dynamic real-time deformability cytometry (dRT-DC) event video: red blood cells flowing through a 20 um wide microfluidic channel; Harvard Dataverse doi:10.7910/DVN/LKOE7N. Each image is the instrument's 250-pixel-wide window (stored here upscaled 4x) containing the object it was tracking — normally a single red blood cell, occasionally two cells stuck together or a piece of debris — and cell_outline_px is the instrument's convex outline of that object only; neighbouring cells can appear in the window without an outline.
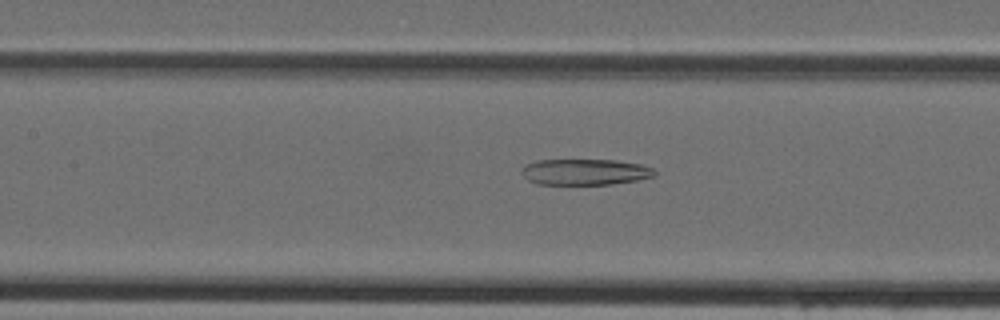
{"species": "Egyptian fruit bat (a non-hibernating species)", "species_latin": "Rousettus aegyptiacus", "temperature_condition": "cold", "stored_images_in_passage": 31, "camera_frame_rate_fps": 3000, "um_per_image_px": 0.085, "animal": {"sex": "female"}, "frame": {"image": 1, "passage_image": 10, "time_ms": 3.0, "image_size_px": [1000, 320], "cell_outline_px": [[656, 176], [636, 180], [612, 184], [536, 184], [528, 180], [520, 172], [528, 164], [536, 160], [616, 160], [640, 164], [652, 168], [656, 172]], "centroid_in_image_um": [49.74, 14.62], "position_along_channel_um": 157.7, "area_um2": 20.06}}
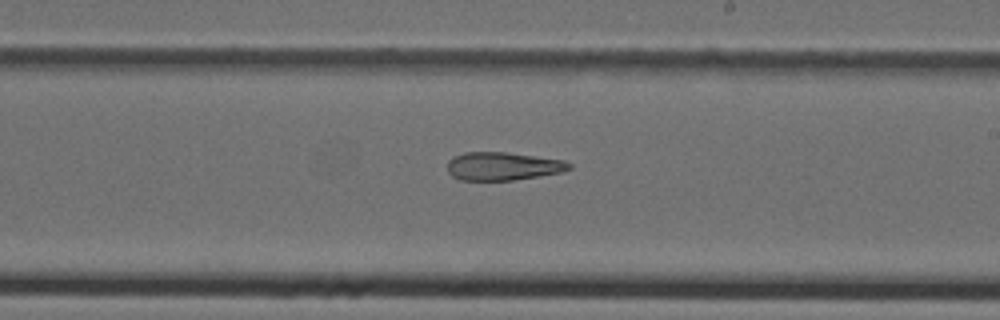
{"frame": {"image": 2, "passage_image": 16, "time_ms": 5.0, "image_size_px": [1000, 320], "cell_outline_px": [[572, 168], [564, 172], [540, 176], [512, 180], [460, 180], [452, 176], [448, 172], [448, 160], [452, 156], [464, 152], [508, 152], [564, 160], [572, 164]], "centroid_in_image_um": [42.76, 14.12], "position_along_channel_um": 246.2, "area_um2": 20.23}}
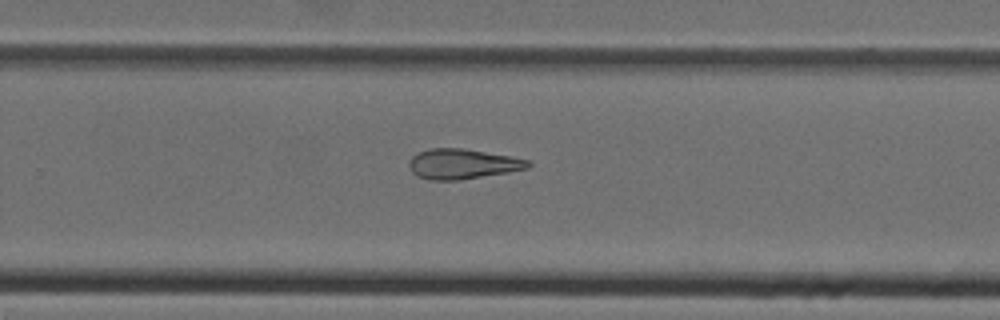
{"frame": {"image": 3, "passage_image": 19, "time_ms": 6.0, "image_size_px": [1000, 320], "cell_outline_px": [[532, 164], [528, 168], [508, 172], [456, 180], [428, 180], [416, 176], [412, 172], [408, 164], [408, 160], [416, 152], [428, 148], [464, 148], [512, 156], [528, 160]], "centroid_in_image_um": [39.27, 13.92], "position_along_channel_um": 290.5, "area_um2": 21.04}}